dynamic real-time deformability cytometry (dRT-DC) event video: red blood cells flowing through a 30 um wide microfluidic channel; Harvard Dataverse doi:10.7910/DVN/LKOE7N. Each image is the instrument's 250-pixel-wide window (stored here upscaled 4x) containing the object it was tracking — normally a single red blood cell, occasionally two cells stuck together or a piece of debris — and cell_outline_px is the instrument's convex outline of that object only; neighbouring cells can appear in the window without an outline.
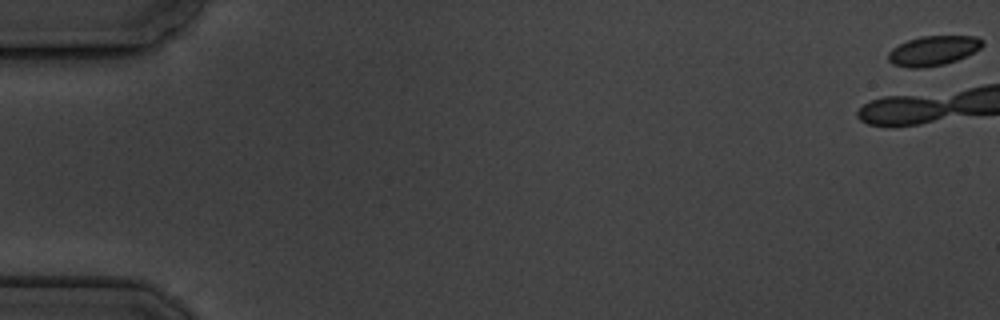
{"species": "common noctule bat (a hibernating species)", "species_latin": "Nyctalus noctula", "temperature_condition": "cold", "stored_images_in_passage": 9, "camera_frame_rate_fps": 3000, "um_per_image_px": 0.085, "animal": {"sex": "male", "body_mass_g": 19.5, "forearm_length_mm": 54.6}, "frame": {"image": 1, "passage_image": 1, "time_ms": 0.0, "image_size_px": [1000, 320], "cell_outline_px": [[984, 44], [980, 48], [956, 60], [944, 64], [920, 68], [908, 68], [892, 64], [888, 60], [888, 52], [892, 48], [908, 40], [920, 36], [976, 36], [984, 40]], "centroid_in_image_um": [79.3, 4.3], "position_along_channel_um": 5.7, "area_um2": 16.24}}